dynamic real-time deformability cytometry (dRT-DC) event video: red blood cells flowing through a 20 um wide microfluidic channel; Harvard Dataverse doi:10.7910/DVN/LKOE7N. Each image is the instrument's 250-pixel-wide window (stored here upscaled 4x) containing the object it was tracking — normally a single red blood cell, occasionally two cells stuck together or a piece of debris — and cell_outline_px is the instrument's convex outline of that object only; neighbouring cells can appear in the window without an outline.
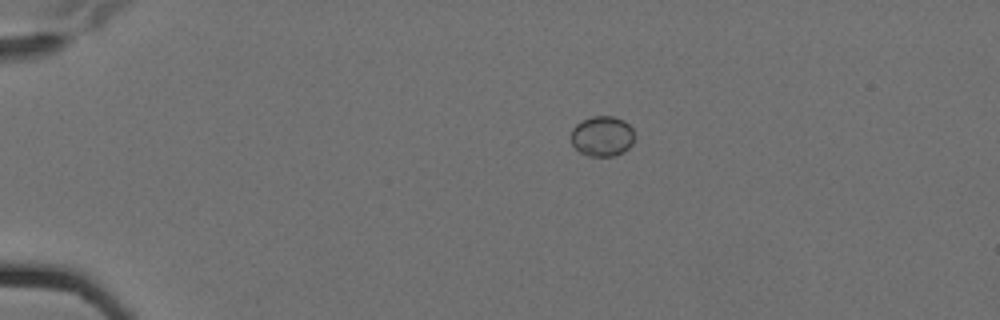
{"species": "Egyptian fruit bat (a non-hibernating species)", "species_latin": "Rousettus aegyptiacus", "temperature_condition": "cold", "stored_images_in_passage": 5, "camera_frame_rate_fps": 3000, "um_per_image_px": 0.085, "animal": {"sex": "female"}, "frame": {"image": 1, "passage_image": 1, "time_ms": 0.0, "image_size_px": [1000, 320], "cell_outline_px": [[632, 144], [624, 152], [612, 156], [588, 156], [580, 152], [572, 144], [572, 128], [576, 124], [592, 116], [612, 116], [624, 120], [632, 128]], "centroid_in_image_um": [51.18, 11.58], "position_along_channel_um": 33.8, "area_um2": 14.74}}
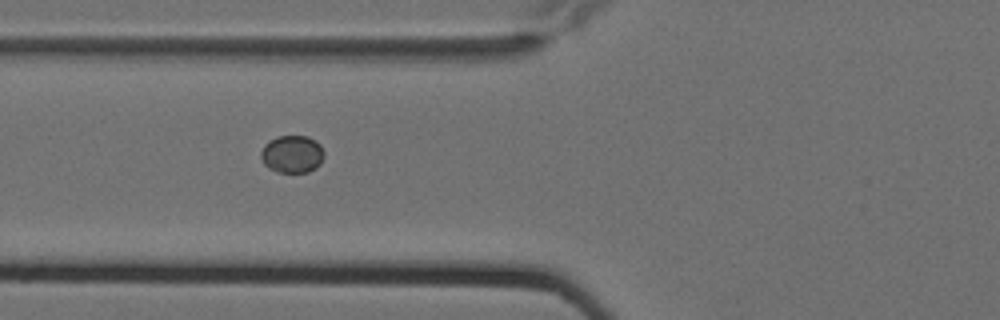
{"frame": {"image": 2, "passage_image": 4, "time_ms": 1.0, "image_size_px": [1000, 320], "cell_outline_px": [[324, 156], [320, 164], [316, 168], [308, 172], [276, 172], [268, 168], [264, 164], [260, 156], [260, 152], [264, 144], [268, 140], [276, 136], [308, 136], [316, 140], [320, 144], [324, 152]], "centroid_in_image_um": [24.82, 13.09], "position_along_channel_um": 101.0, "area_um2": 14.1}}
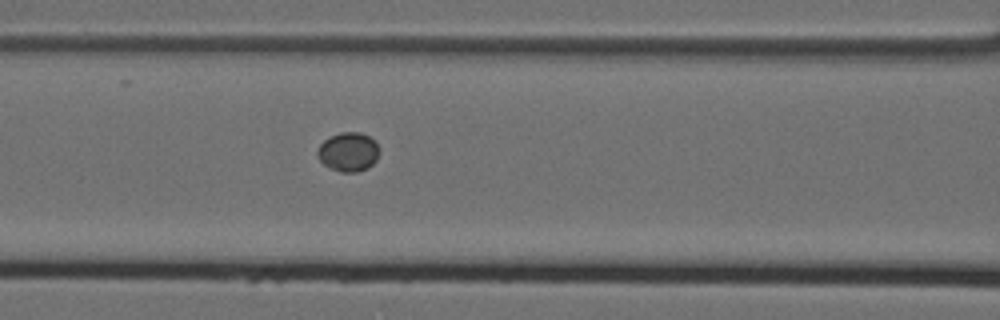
{"frame": {"image": 3, "passage_image": 5, "time_ms": 1.333, "image_size_px": [1000, 320], "cell_outline_px": [[380, 152], [376, 160], [368, 168], [356, 172], [340, 172], [328, 168], [316, 156], [316, 152], [320, 144], [324, 140], [340, 132], [360, 132], [376, 140], [380, 148]], "centroid_in_image_um": [29.62, 12.91], "position_along_channel_um": 137.0, "area_um2": 14.33}}